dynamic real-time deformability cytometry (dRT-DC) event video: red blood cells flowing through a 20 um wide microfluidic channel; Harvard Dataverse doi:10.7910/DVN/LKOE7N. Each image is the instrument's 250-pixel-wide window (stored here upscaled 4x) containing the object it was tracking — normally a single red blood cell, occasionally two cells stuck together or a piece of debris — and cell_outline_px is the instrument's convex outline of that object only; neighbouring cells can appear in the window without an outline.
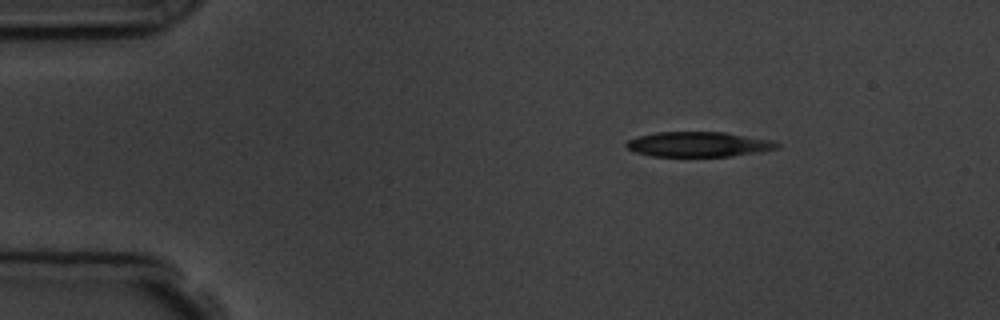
{"species": "common noctule bat (a hibernating species)", "species_latin": "Nyctalus noctula", "temperature_condition": "room temperature", "stored_images_in_passage": 3, "camera_frame_rate_fps": 3000, "um_per_image_px": 0.085, "animal": {"sex": "male", "body_mass_g": 19.5, "forearm_length_mm": 54.6}, "frame": {"image": 1, "passage_image": 1, "time_ms": 0.0, "image_size_px": [1000, 320], "cell_outline_px": [[780, 148], [764, 152], [732, 156], [652, 156], [636, 152], [628, 148], [624, 144], [628, 140], [640, 136], [656, 132], [724, 132], [776, 140], [780, 144]], "centroid_in_image_um": [59.48, 12.26], "position_along_channel_um": 25.5, "area_um2": 22.2}}